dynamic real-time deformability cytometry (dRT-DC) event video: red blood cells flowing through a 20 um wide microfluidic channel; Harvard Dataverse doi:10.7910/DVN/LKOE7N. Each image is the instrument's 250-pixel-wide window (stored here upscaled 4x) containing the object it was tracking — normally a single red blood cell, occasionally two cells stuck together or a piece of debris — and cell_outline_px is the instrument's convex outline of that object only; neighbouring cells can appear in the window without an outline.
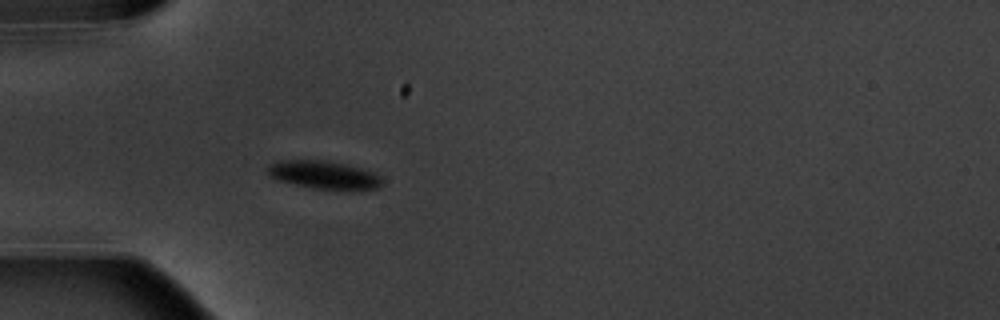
{"species": "common noctule bat (a hibernating species)", "species_latin": "Nyctalus noctula", "temperature_condition": "warm", "stored_images_in_passage": 3, "camera_frame_rate_fps": 3000, "um_per_image_px": 0.085, "animal": {"sex": "male", "body_mass_g": 20.1, "forearm_length_mm": 53.5}, "frame": {"image": 1, "passage_image": 3, "time_ms": 2.333, "image_size_px": [1000, 320], "cell_outline_px": [[384, 184], [376, 188], [360, 192], [344, 192], [312, 188], [276, 180], [268, 176], [264, 168], [268, 164], [280, 160], [328, 160], [360, 168], [372, 172], [380, 176]], "centroid_in_image_um": [27.53, 14.91], "position_along_channel_um": 57.5, "area_um2": 19.71}}